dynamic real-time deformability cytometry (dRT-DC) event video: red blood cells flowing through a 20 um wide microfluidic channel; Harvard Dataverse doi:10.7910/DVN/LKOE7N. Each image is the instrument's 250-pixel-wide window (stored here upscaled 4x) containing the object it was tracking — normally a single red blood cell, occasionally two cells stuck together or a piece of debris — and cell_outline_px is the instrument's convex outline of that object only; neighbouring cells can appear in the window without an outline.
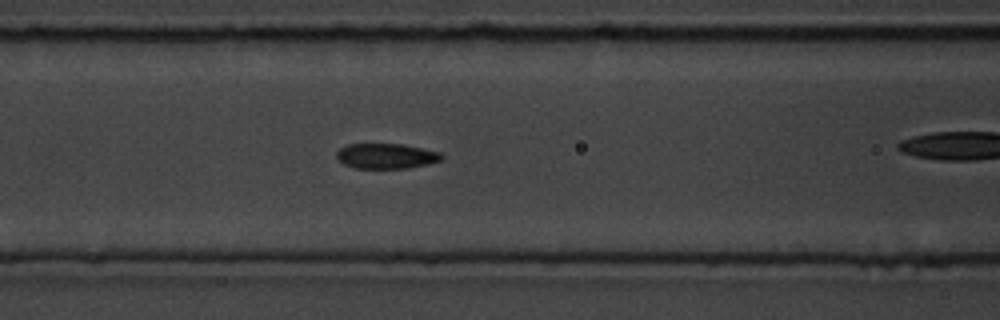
{"species": "common noctule bat (a hibernating species)", "species_latin": "Nyctalus noctula", "temperature_condition": "room temperature", "stored_images_in_passage": 40, "camera_frame_rate_fps": 3000, "um_per_image_px": 0.085, "animal": {"sex": "male", "body_mass_g": 19.5, "forearm_length_mm": 54.6}, "frame": {"image": 1, "passage_image": 18, "time_ms": 5.667, "image_size_px": [1000, 320], "cell_outline_px": [[444, 156], [440, 160], [428, 164], [408, 168], [352, 168], [344, 164], [336, 156], [336, 152], [340, 148], [348, 144], [404, 144], [440, 152]], "centroid_in_image_um": [32.83, 13.26], "position_along_channel_um": 133.8, "area_um2": 15.43}}